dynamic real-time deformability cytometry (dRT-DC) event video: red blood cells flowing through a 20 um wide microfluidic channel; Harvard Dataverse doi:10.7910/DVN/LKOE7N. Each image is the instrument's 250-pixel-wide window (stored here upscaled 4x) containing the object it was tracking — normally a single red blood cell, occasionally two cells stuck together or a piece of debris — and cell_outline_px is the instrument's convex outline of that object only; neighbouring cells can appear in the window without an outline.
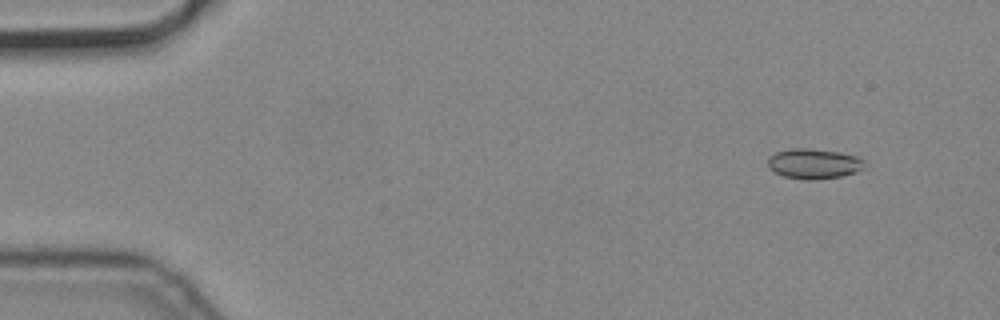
{"species": "common noctule bat (a hibernating species)", "species_latin": "Nyctalus noctula", "temperature_condition": "cold", "stored_images_in_passage": 4, "camera_frame_rate_fps": 3000, "um_per_image_px": 0.085, "animal": {"sex": "male", "body_mass_g": 19.2, "forearm_length_mm": 51.8}, "frame": {"image": 1, "passage_image": 2, "time_ms": 0.333, "image_size_px": [1000, 320], "cell_outline_px": [[864, 168], [856, 172], [840, 176], [816, 180], [784, 176], [776, 172], [768, 164], [768, 160], [776, 152], [792, 148], [808, 148], [840, 152], [856, 156], [864, 160]], "centroid_in_image_um": [69.22, 13.9], "position_along_channel_um": 15.8, "area_um2": 16.65}}